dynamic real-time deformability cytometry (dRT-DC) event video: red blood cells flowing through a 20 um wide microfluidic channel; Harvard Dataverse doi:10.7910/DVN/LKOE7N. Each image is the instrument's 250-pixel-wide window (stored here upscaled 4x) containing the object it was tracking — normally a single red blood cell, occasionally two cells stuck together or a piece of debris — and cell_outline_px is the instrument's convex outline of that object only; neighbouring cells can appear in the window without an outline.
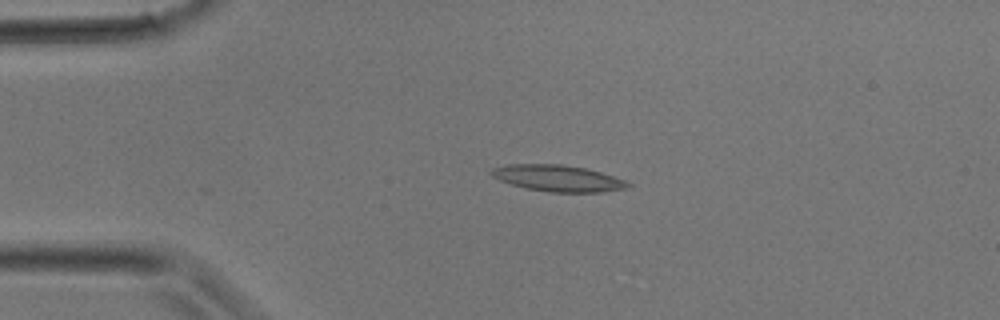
{"species": "common noctule bat (a hibernating species)", "species_latin": "Nyctalus noctula", "temperature_condition": "room temperature", "stored_images_in_passage": 3, "camera_frame_rate_fps": 3000, "um_per_image_px": 0.085, "animal": {"sex": "male", "body_mass_g": 17.9}, "frame": {"image": 1, "passage_image": 3, "time_ms": 0.667, "image_size_px": [1000, 320], "cell_outline_px": [[632, 184], [628, 188], [600, 192], [548, 192], [528, 188], [512, 184], [500, 180], [492, 176], [488, 172], [492, 168], [508, 164], [560, 164], [584, 168], [600, 172], [624, 180]], "centroid_in_image_um": [47.4, 15.15], "position_along_channel_um": 37.6, "area_um2": 20.81}}